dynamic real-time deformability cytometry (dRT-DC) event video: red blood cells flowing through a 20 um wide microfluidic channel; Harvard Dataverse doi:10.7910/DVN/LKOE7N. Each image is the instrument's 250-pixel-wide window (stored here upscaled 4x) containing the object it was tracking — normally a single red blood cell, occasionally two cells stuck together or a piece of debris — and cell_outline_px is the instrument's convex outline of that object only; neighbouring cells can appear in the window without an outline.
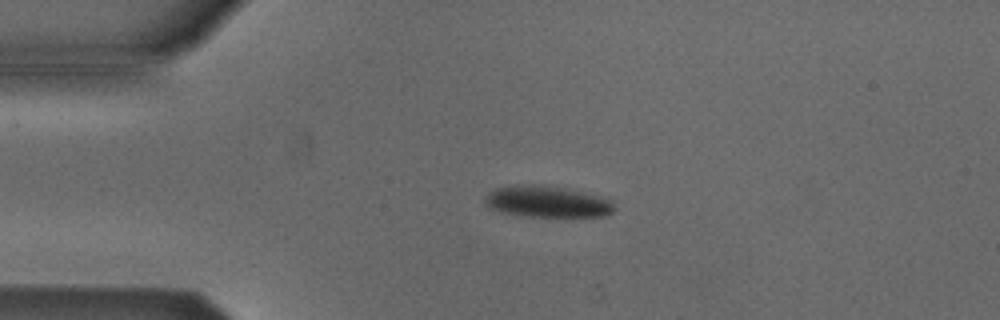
{"species": "Egyptian fruit bat (a non-hibernating species)", "species_latin": "Rousettus aegyptiacus", "temperature_condition": "cold", "stored_images_in_passage": 5, "camera_frame_rate_fps": 3000, "um_per_image_px": 0.085, "animal": {"sex": "male"}, "frame": {"image": 1, "passage_image": 3, "time_ms": 2.333, "image_size_px": [1000, 320], "cell_outline_px": [[616, 208], [608, 216], [524, 216], [500, 212], [488, 208], [484, 204], [484, 196], [488, 192], [496, 188], [532, 184], [544, 184], [564, 188], [612, 200]], "centroid_in_image_um": [46.47, 17.15], "position_along_channel_um": 38.5, "area_um2": 23.64}}
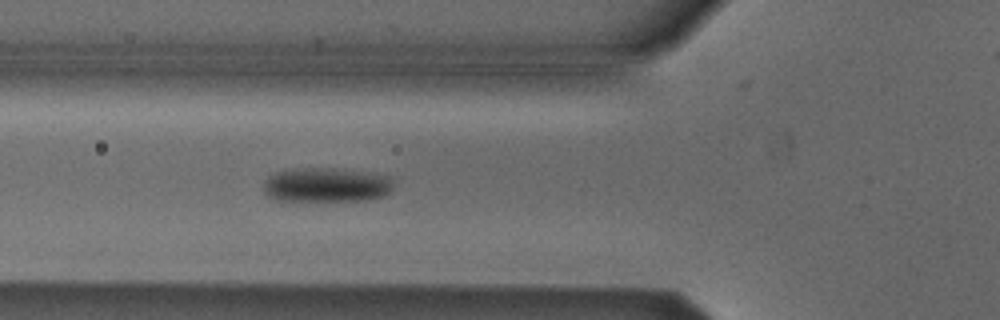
{"frame": {"image": 2, "passage_image": 5, "time_ms": 4.667, "image_size_px": [1000, 320], "cell_outline_px": [[392, 188], [384, 196], [368, 200], [276, 200], [268, 196], [264, 192], [264, 180], [268, 176], [276, 172], [296, 168], [332, 168], [392, 176]], "centroid_in_image_um": [27.72, 15.71], "position_along_channel_um": 98.1, "area_um2": 25.95}}